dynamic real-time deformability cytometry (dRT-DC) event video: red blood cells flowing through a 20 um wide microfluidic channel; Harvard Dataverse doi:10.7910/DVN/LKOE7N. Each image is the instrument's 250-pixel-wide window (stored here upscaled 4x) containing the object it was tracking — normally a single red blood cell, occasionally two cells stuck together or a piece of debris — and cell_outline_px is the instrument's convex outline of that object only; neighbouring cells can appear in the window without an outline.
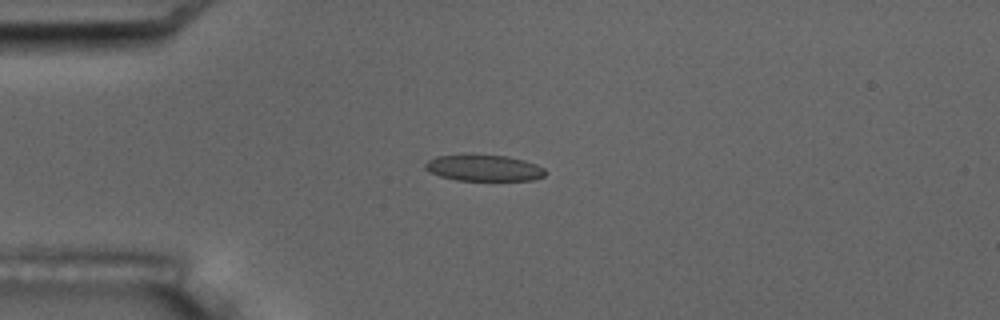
{"species": "common noctule bat (a hibernating species)", "species_latin": "Nyctalus noctula", "temperature_condition": "room temperature", "stored_images_in_passage": 4, "camera_frame_rate_fps": 3000, "um_per_image_px": 0.085, "animal": {"sex": "male", "body_mass_g": 17.5, "forearm_length_mm": 52.3}, "frame": {"image": 1, "passage_image": 4, "time_ms": 4.333, "image_size_px": [1000, 320], "cell_outline_px": [[548, 172], [544, 176], [532, 180], [456, 180], [440, 176], [424, 168], [424, 164], [428, 160], [436, 156], [472, 152], [508, 156], [524, 160], [536, 164], [544, 168]], "centroid_in_image_um": [41.12, 14.23], "position_along_channel_um": 43.9, "area_um2": 19.02}}